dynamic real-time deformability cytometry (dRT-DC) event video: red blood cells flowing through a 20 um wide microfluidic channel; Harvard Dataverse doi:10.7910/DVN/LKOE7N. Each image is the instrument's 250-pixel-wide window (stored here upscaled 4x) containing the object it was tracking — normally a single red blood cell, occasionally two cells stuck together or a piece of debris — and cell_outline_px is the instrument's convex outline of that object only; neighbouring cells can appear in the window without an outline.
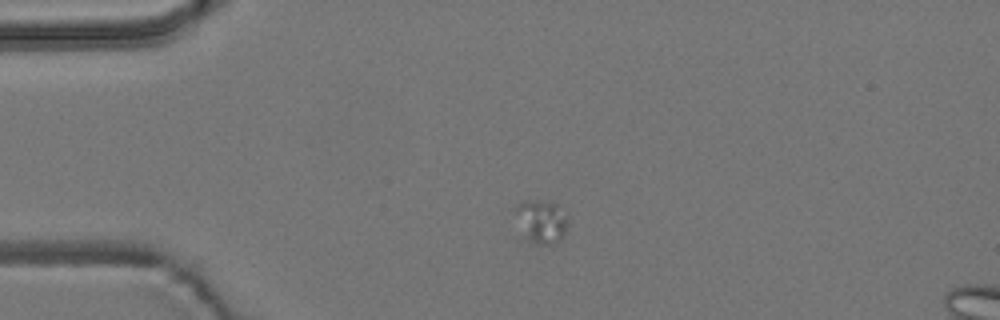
{"species": "common noctule bat (a hibernating species)", "species_latin": "Nyctalus noctula", "temperature_condition": "room temperature", "stored_images_in_passage": 2, "camera_frame_rate_fps": 3000, "um_per_image_px": 0.085, "animal": {"sex": "male", "body_mass_g": 19.2, "forearm_length_mm": 51.8}, "frame": {"image": 1, "passage_image": 1, "time_ms": 0.0, "image_size_px": [1000, 320], "cell_outline_px": [[568, 224], [560, 240], [552, 244], [536, 244], [528, 236], [516, 212], [516, 208], [524, 200], [552, 200], [568, 216]], "centroid_in_image_um": [46.12, 18.76], "position_along_channel_um": 38.9, "area_um2": 12.6}}